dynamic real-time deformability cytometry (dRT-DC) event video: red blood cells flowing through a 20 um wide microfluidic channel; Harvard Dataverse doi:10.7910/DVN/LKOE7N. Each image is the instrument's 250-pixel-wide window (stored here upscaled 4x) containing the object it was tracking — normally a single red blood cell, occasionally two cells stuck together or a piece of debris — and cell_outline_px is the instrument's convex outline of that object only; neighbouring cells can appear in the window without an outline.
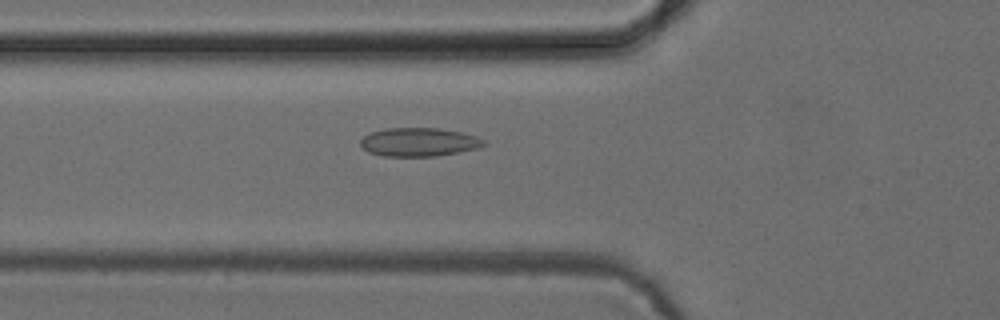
{"species": "common noctule bat (a hibernating species)", "species_latin": "Nyctalus noctula", "temperature_condition": "cold", "stored_images_in_passage": 49, "camera_frame_rate_fps": 3000, "um_per_image_px": 0.085, "animal": {"sex": "female", "body_mass_g": 24.6, "forearm_length_mm": 56.2}, "frame": {"image": 1, "passage_image": 15, "time_ms": 4.667, "image_size_px": [1000, 320], "cell_outline_px": [[488, 144], [476, 148], [436, 156], [384, 156], [368, 152], [360, 144], [360, 140], [364, 136], [372, 132], [384, 128], [436, 128], [460, 132], [476, 136], [484, 140]], "centroid_in_image_um": [35.59, 12.07], "position_along_channel_um": 90.2, "area_um2": 20.35}}
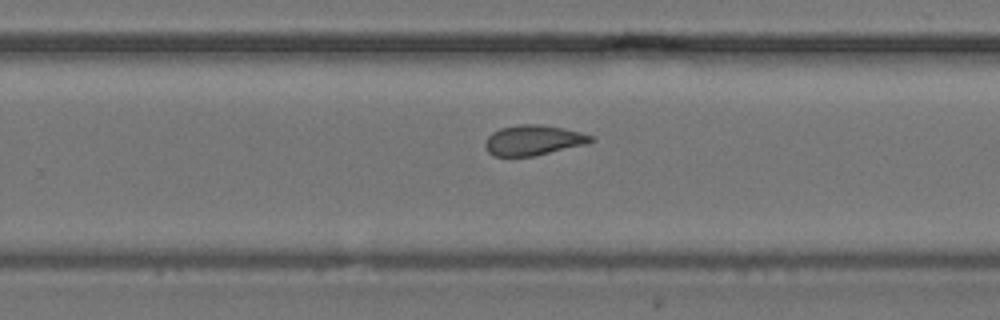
{"frame": {"image": 2, "passage_image": 30, "time_ms": 9.667, "image_size_px": [1000, 320], "cell_outline_px": [[596, 140], [588, 144], [536, 156], [492, 156], [488, 152], [484, 144], [484, 140], [492, 132], [500, 128], [520, 124], [540, 124], [580, 132], [592, 136]], "centroid_in_image_um": [45.32, 11.93], "position_along_channel_um": 284.5, "area_um2": 18.79}}
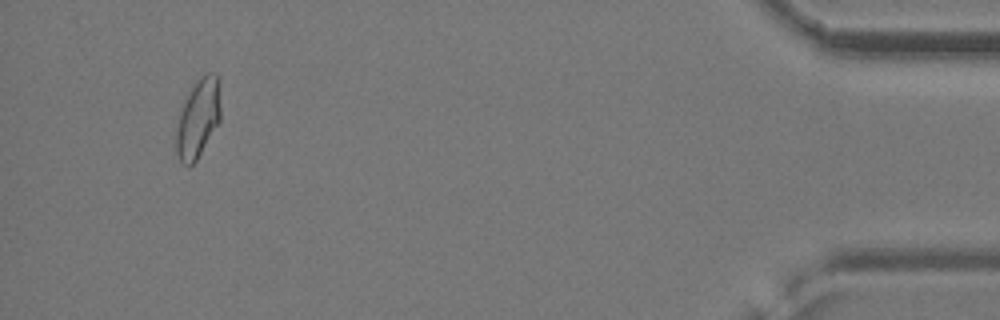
{"frame": {"image": 3, "passage_image": 46, "time_ms": 15.0, "image_size_px": [1000, 320], "cell_outline_px": [[220, 120], [196, 160], [192, 164], [184, 164], [180, 160], [176, 152], [176, 128], [180, 104], [196, 80], [200, 76], [208, 72], [216, 72], [220, 80]], "centroid_in_image_um": [16.83, 9.96], "position_along_channel_um": 418.4, "area_um2": 20.75}, "authors_computed_cell_mechanics": {"area_um2": 19.5364, "velocity_mm_per_s": 3.8892, "shape_relaxation_time_tau1_ms": null, "shape_relaxation_time_tau2_ms": 2.2798, "deformation_change_tau1": null, "deformation_change_tau2": 0.0857}}